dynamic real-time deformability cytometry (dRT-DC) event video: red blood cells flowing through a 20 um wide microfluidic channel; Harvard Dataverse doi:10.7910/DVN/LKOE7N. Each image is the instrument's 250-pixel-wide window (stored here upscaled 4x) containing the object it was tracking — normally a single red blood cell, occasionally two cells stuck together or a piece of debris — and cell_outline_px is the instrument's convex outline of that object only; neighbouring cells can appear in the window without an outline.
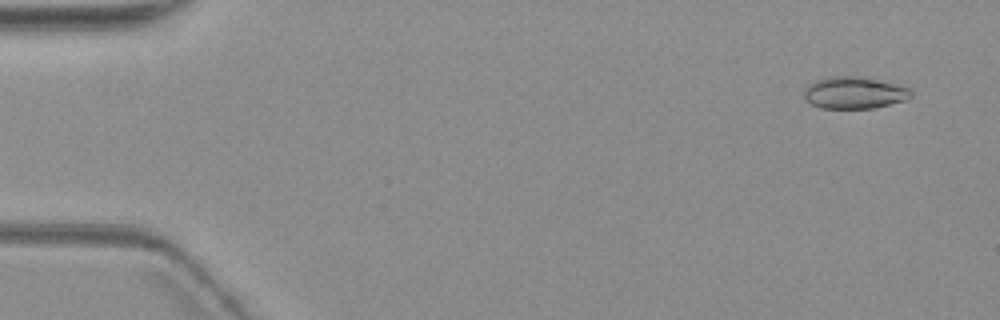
{"species": "common noctule bat (a hibernating species)", "species_latin": "Nyctalus noctula", "temperature_condition": "warm", "stored_images_in_passage": 4, "camera_frame_rate_fps": 3000, "um_per_image_px": 0.085, "animal": {"sex": "female", "body_mass_g": 19.3, "forearm_length_mm": 54.1}, "frame": {"image": 1, "passage_image": 1, "time_ms": 0.0, "image_size_px": [1000, 320], "cell_outline_px": [[912, 96], [908, 100], [876, 108], [820, 108], [812, 104], [804, 96], [804, 92], [808, 84], [816, 80], [832, 76], [856, 76], [876, 80], [908, 88], [912, 92]], "centroid_in_image_um": [72.62, 7.9], "position_along_channel_um": 12.4, "area_um2": 19.71}}
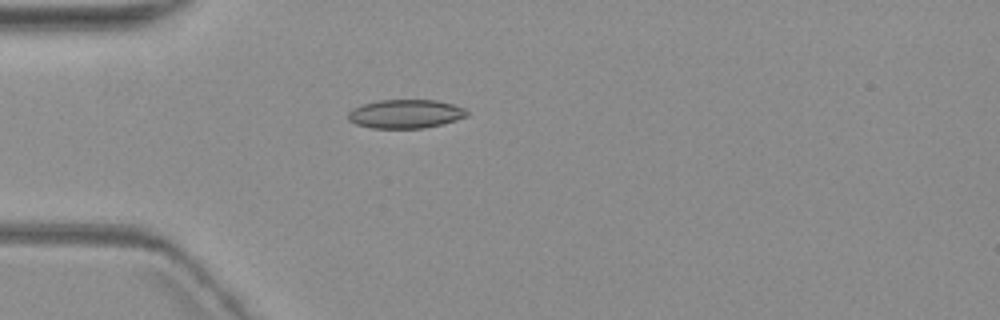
{"frame": {"image": 2, "passage_image": 4, "time_ms": 4.333, "image_size_px": [1000, 320], "cell_outline_px": [[468, 116], [456, 120], [424, 128], [372, 128], [356, 124], [348, 120], [348, 112], [352, 108], [364, 104], [380, 100], [436, 100], [452, 104], [464, 108], [468, 112]], "centroid_in_image_um": [34.46, 9.68], "position_along_channel_um": 50.5, "area_um2": 19.83}}